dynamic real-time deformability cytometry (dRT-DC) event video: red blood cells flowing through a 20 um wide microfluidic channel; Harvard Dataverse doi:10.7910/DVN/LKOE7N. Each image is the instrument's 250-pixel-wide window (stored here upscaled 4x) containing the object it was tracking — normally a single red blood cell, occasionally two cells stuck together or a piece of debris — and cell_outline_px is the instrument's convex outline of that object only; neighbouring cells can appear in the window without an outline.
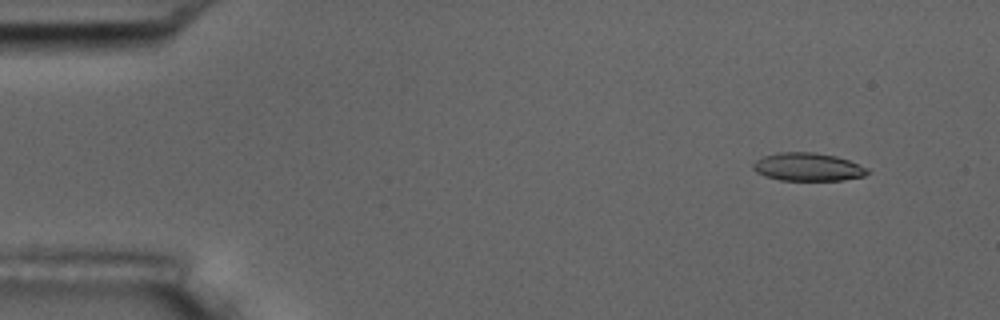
{"species": "common noctule bat (a hibernating species)", "species_latin": "Nyctalus noctula", "temperature_condition": "room temperature", "stored_images_in_passage": 5, "camera_frame_rate_fps": 3000, "um_per_image_px": 0.085, "animal": {"sex": "male", "body_mass_g": 17.5, "forearm_length_mm": 52.3}, "frame": {"image": 1, "passage_image": 2, "time_ms": 1.333, "image_size_px": [1000, 320], "cell_outline_px": [[868, 172], [864, 176], [844, 180], [780, 180], [764, 176], [756, 172], [752, 168], [752, 164], [756, 160], [764, 156], [776, 152], [812, 152], [836, 156], [848, 160], [868, 168]], "centroid_in_image_um": [68.63, 14.19], "position_along_channel_um": 16.4, "area_um2": 18.73}}
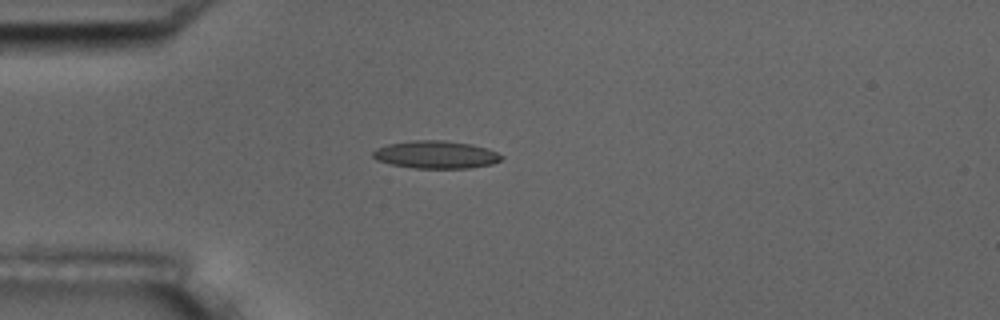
{"frame": {"image": 2, "passage_image": 5, "time_ms": 4.667, "image_size_px": [1000, 320], "cell_outline_px": [[504, 156], [500, 160], [492, 164], [468, 168], [412, 168], [392, 164], [376, 160], [372, 156], [372, 152], [376, 148], [388, 144], [412, 140], [444, 140], [472, 144], [488, 148]], "centroid_in_image_um": [37.04, 13.14], "position_along_channel_um": 48.0, "area_um2": 20.81}}